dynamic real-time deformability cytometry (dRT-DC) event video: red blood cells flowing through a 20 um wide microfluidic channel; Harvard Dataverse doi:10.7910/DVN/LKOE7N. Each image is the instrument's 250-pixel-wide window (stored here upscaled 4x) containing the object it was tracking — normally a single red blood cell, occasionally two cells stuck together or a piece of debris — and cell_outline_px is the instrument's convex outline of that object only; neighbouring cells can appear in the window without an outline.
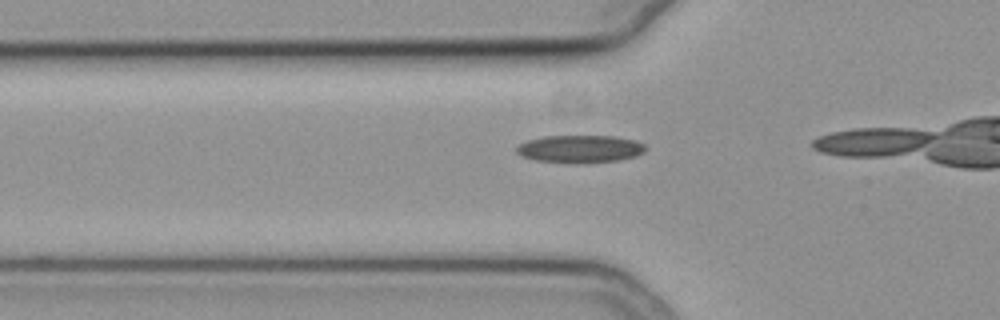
{"species": "common noctule bat (a hibernating species)", "species_latin": "Nyctalus noctula", "temperature_condition": "cold", "stored_images_in_passage": 9, "camera_frame_rate_fps": 3000, "um_per_image_px": 0.085, "animal": {"sex": "female", "body_mass_g": 19.3, "forearm_length_mm": 54.1}, "frame": {"image": 1, "passage_image": 4, "time_ms": 1.0, "image_size_px": [1000, 320], "cell_outline_px": [[644, 152], [636, 156], [620, 160], [584, 164], [572, 164], [532, 160], [516, 152], [516, 148], [520, 144], [528, 140], [544, 136], [612, 136], [636, 140], [644, 144]], "centroid_in_image_um": [49.3, 12.68], "position_along_channel_um": 76.5, "area_um2": 21.04}}
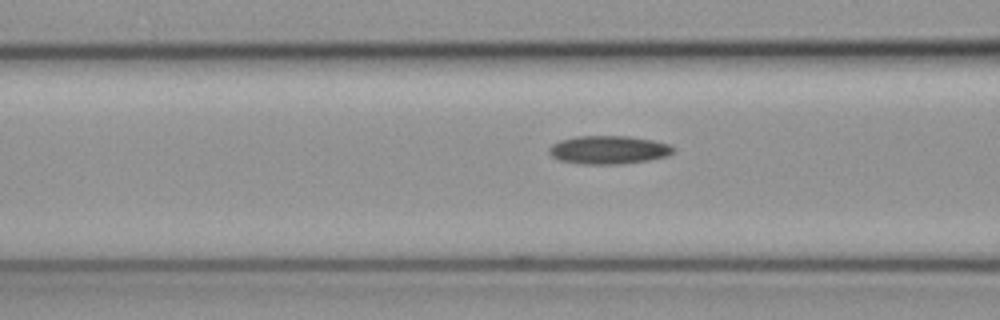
{"frame": {"image": 2, "passage_image": 7, "time_ms": 2.0, "image_size_px": [1000, 320], "cell_outline_px": [[676, 148], [668, 156], [648, 160], [616, 164], [580, 164], [560, 160], [552, 156], [548, 152], [548, 148], [552, 144], [560, 140], [576, 136], [628, 136], [652, 140], [668, 144]], "centroid_in_image_um": [51.71, 12.73], "position_along_channel_um": 114.9, "area_um2": 20.46}}